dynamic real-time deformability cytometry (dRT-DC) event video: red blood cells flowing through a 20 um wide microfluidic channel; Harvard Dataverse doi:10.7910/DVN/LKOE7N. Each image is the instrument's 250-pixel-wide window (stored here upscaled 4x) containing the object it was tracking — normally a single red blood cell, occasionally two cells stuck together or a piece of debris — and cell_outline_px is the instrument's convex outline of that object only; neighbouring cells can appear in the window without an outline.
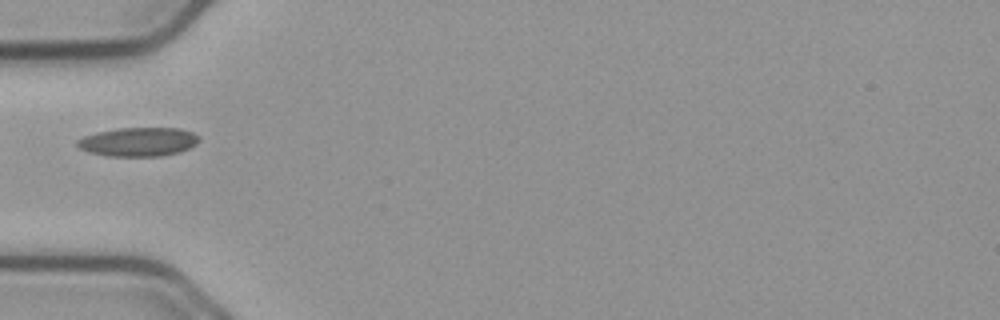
{"species": "common noctule bat (a hibernating species)", "species_latin": "Nyctalus noctula", "temperature_condition": "cold", "stored_images_in_passage": 38, "camera_frame_rate_fps": 3000, "um_per_image_px": 0.085, "animal": {"sex": "male", "body_mass_g": 23.1, "forearm_length_mm": 52.7}, "frame": {"image": 1, "passage_image": 1, "time_ms": 0.0, "image_size_px": [1000, 320], "cell_outline_px": [[200, 140], [196, 144], [180, 152], [160, 156], [108, 156], [88, 152], [80, 148], [76, 144], [76, 140], [84, 136], [96, 132], [120, 128], [180, 128], [192, 132], [200, 136]], "centroid_in_image_um": [11.77, 12.05], "position_along_channel_um": 73.2, "area_um2": 20.58}}
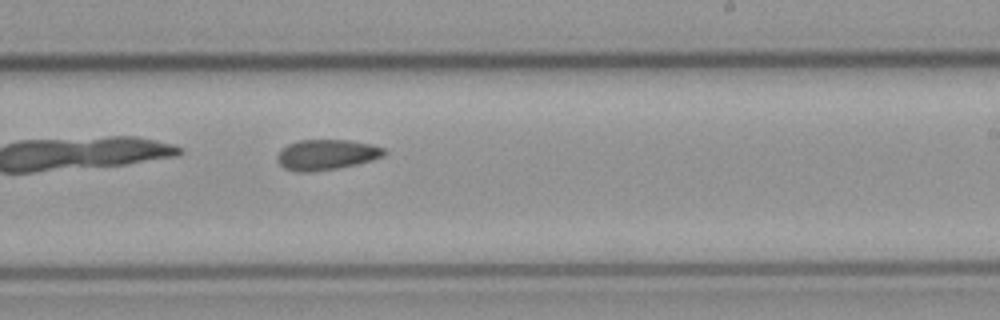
{"frame": {"image": 2, "passage_image": 16, "time_ms": 5.0, "image_size_px": [1000, 320], "cell_outline_px": [[388, 152], [384, 156], [372, 160], [356, 164], [336, 168], [312, 172], [296, 172], [284, 168], [276, 160], [276, 156], [288, 144], [300, 140], [348, 140], [372, 144], [384, 148]], "centroid_in_image_um": [27.77, 13.15], "position_along_channel_um": 261.2, "area_um2": 18.96}}
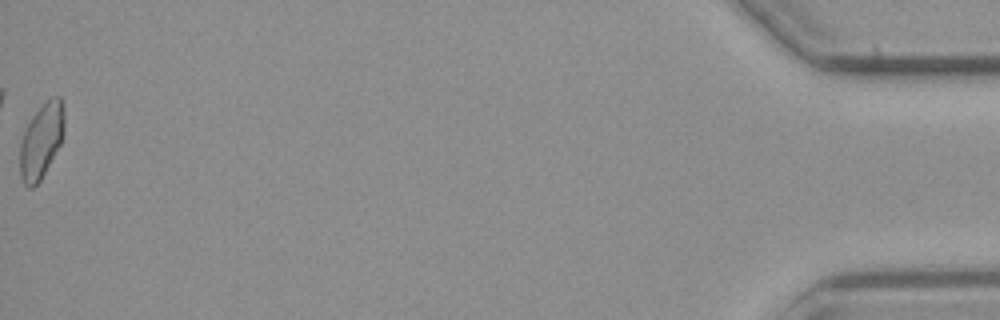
{"frame": {"image": 3, "passage_image": 38, "time_ms": 12.333, "image_size_px": [1000, 320], "cell_outline_px": [[64, 132], [60, 144], [40, 180], [32, 188], [28, 188], [24, 184], [20, 176], [20, 144], [24, 132], [32, 116], [52, 96], [60, 96], [64, 108]], "centroid_in_image_um": [3.52, 11.97], "position_along_channel_um": 431.7, "area_um2": 19.07}}